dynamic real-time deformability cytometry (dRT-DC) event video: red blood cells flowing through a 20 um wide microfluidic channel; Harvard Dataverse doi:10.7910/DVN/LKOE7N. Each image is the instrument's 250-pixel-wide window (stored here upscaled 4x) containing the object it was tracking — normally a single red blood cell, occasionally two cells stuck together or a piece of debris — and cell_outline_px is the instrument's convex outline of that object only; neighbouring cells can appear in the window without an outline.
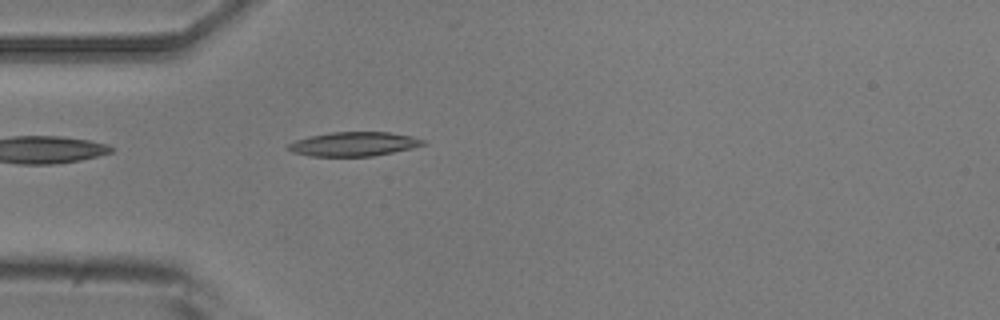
{"species": "common noctule bat (a hibernating species)", "species_latin": "Nyctalus noctula", "temperature_condition": "room temperature", "stored_images_in_passage": 4, "camera_frame_rate_fps": 3000, "um_per_image_px": 0.085, "animal": {"sex": "male", "body_mass_g": 20.5, "forearm_length_mm": 52.5}, "frame": {"image": 1, "passage_image": 4, "time_ms": 4.333, "image_size_px": [1000, 320], "cell_outline_px": [[428, 144], [412, 148], [372, 156], [312, 156], [292, 152], [288, 148], [288, 144], [296, 140], [308, 136], [328, 132], [388, 132], [412, 136], [424, 140]], "centroid_in_image_um": [30.08, 12.23], "position_along_channel_um": 54.9, "area_um2": 18.96}}